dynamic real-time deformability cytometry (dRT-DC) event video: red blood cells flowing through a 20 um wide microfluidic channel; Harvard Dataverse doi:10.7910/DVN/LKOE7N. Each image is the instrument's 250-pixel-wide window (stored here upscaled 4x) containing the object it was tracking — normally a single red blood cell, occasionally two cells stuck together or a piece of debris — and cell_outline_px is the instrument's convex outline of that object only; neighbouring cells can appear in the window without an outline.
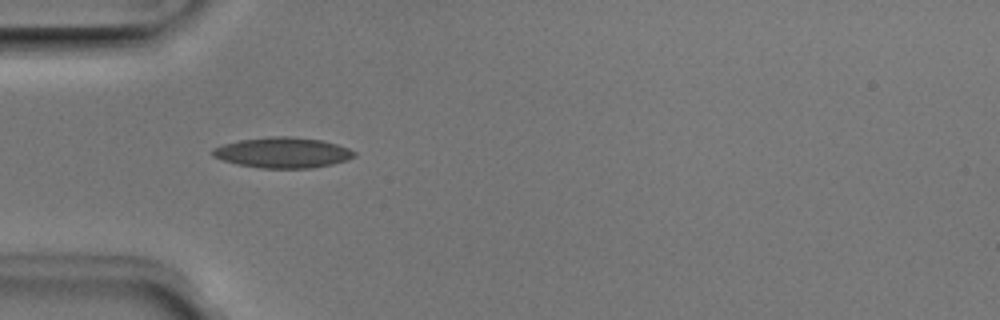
{"species": "Egyptian fruit bat (a non-hibernating species)", "species_latin": "Rousettus aegyptiacus", "temperature_condition": "room temperature", "stored_images_in_passage": 4, "camera_frame_rate_fps": 3000, "um_per_image_px": 0.085, "animal": {"sex": "male"}, "frame": {"image": 1, "passage_image": 2, "time_ms": 0.333, "image_size_px": [1000, 320], "cell_outline_px": [[356, 156], [348, 160], [332, 164], [312, 168], [260, 168], [236, 164], [212, 156], [212, 148], [224, 144], [240, 140], [272, 136], [288, 136], [320, 140], [336, 144], [348, 148], [356, 152]], "centroid_in_image_um": [24.04, 12.98], "position_along_channel_um": 61.0, "area_um2": 25.14}}
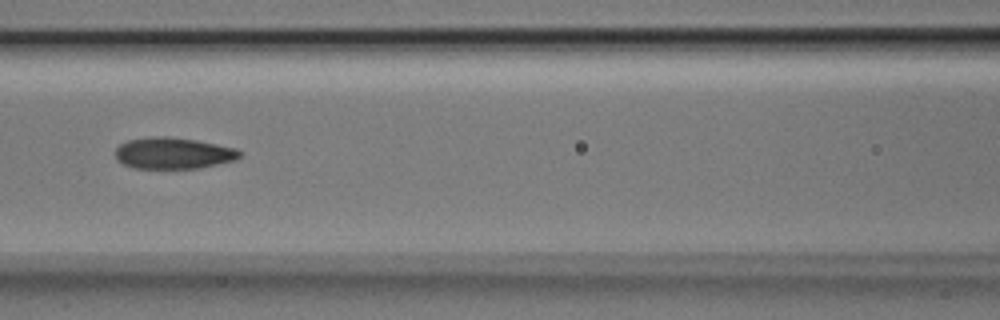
{"frame": {"image": 2, "passage_image": 4, "time_ms": 1.0, "image_size_px": [1000, 320], "cell_outline_px": [[244, 152], [236, 160], [200, 168], [132, 168], [116, 160], [116, 148], [120, 144], [128, 140], [148, 136], [168, 136], [196, 140], [236, 148]], "centroid_in_image_um": [14.74, 13.01], "position_along_channel_um": 151.9, "area_um2": 22.95}}